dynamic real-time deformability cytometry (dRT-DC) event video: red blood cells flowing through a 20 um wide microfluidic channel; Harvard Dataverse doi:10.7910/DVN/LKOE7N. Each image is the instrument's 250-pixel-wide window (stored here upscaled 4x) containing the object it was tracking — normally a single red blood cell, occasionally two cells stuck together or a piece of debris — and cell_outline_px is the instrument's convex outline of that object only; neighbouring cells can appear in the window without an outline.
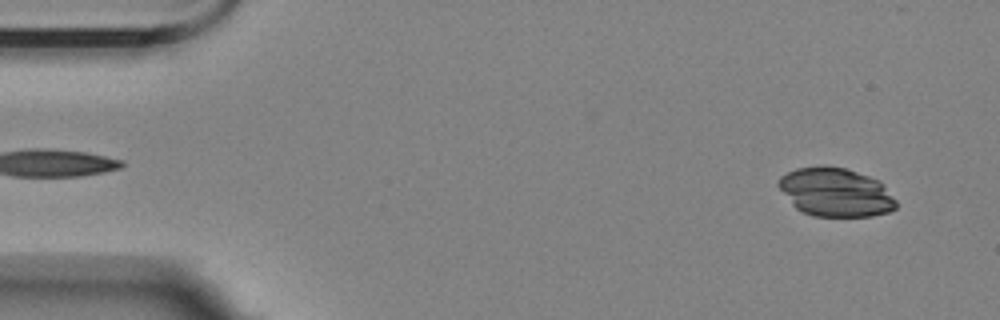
{"species": "Egyptian fruit bat (a non-hibernating species)", "species_latin": "Rousettus aegyptiacus", "temperature_condition": "room temperature", "stored_images_in_passage": 56, "camera_frame_rate_fps": 3000, "um_per_image_px": 0.085, "animal": {"sex": "female"}, "frame": {"image": 1, "passage_image": 3, "time_ms": 0.667, "image_size_px": [1000, 320], "cell_outline_px": [[896, 208], [888, 212], [872, 216], [812, 216], [796, 208], [792, 204], [776, 184], [776, 180], [780, 176], [796, 168], [820, 164], [824, 164], [844, 168], [880, 180], [884, 184], [896, 200]], "centroid_in_image_um": [71.01, 16.32], "position_along_channel_um": 14.0, "area_um2": 33.7}}
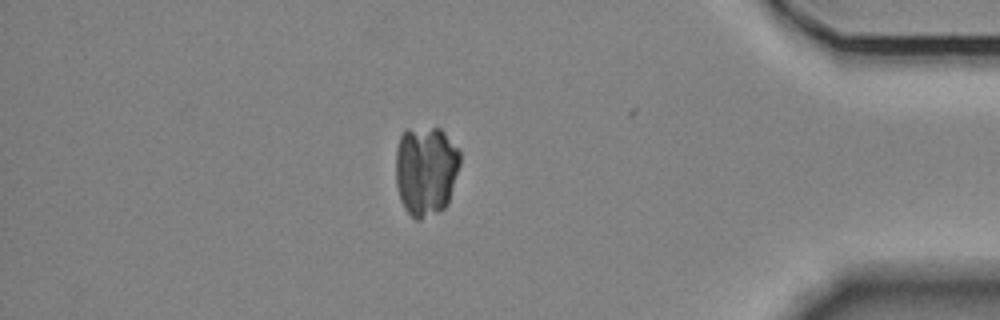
{"frame": {"image": 2, "passage_image": 48, "time_ms": 15.667, "image_size_px": [1000, 320], "cell_outline_px": [[460, 164], [448, 204], [444, 208], [420, 220], [416, 220], [404, 208], [400, 200], [396, 184], [396, 148], [400, 136], [408, 128], [440, 128], [460, 148]], "centroid_in_image_um": [36.2, 14.48], "position_along_channel_um": 399.0, "area_um2": 34.1}}
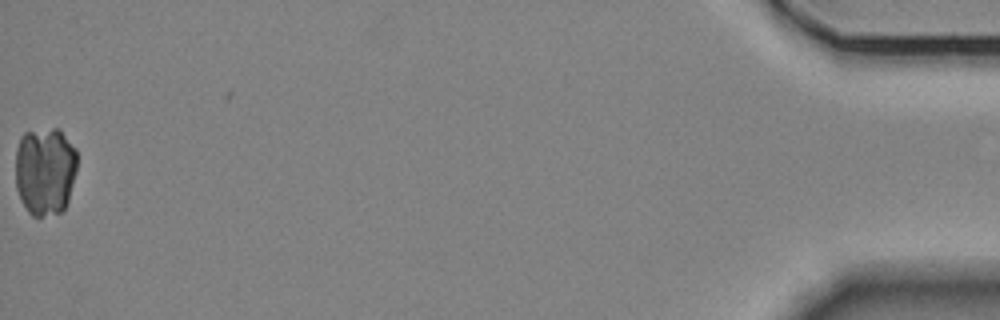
{"frame": {"image": 3, "passage_image": 56, "time_ms": 18.333, "image_size_px": [1000, 320], "cell_outline_px": [[76, 172], [68, 204], [60, 212], [40, 216], [32, 216], [28, 212], [20, 200], [16, 188], [16, 148], [20, 136], [24, 132], [52, 128], [60, 128], [76, 148]], "centroid_in_image_um": [3.83, 14.52], "position_along_channel_um": 431.4, "area_um2": 32.37}}